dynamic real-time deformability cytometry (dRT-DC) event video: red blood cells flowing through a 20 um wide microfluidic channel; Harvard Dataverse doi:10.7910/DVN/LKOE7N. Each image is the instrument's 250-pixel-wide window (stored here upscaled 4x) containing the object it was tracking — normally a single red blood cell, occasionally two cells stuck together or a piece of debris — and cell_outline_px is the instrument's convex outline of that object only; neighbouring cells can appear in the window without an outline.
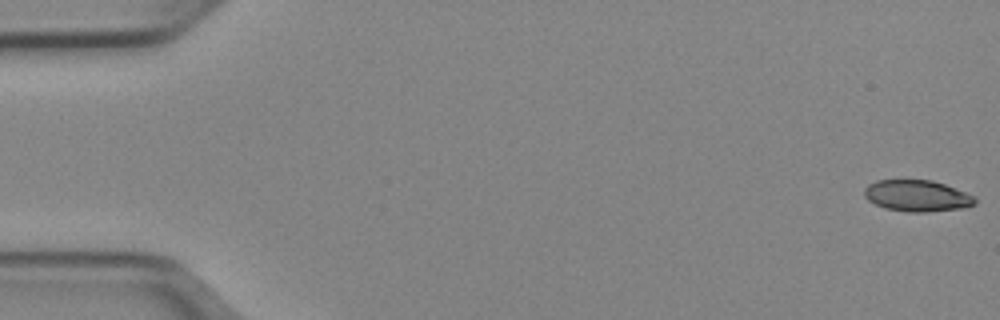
{"species": "Egyptian fruit bat (a non-hibernating species)", "species_latin": "Rousettus aegyptiacus", "temperature_condition": "cold", "stored_images_in_passage": 51, "camera_frame_rate_fps": 3000, "um_per_image_px": 0.085, "animal": {"sex": "female"}, "frame": {"image": 1, "passage_image": 1, "time_ms": 0.0, "image_size_px": [1000, 320], "cell_outline_px": [[976, 204], [964, 208], [924, 212], [908, 212], [884, 208], [868, 200], [864, 196], [864, 188], [868, 184], [876, 180], [932, 180], [944, 184], [976, 196]], "centroid_in_image_um": [77.95, 16.64], "position_along_channel_um": 7.0, "area_um2": 20.35}}
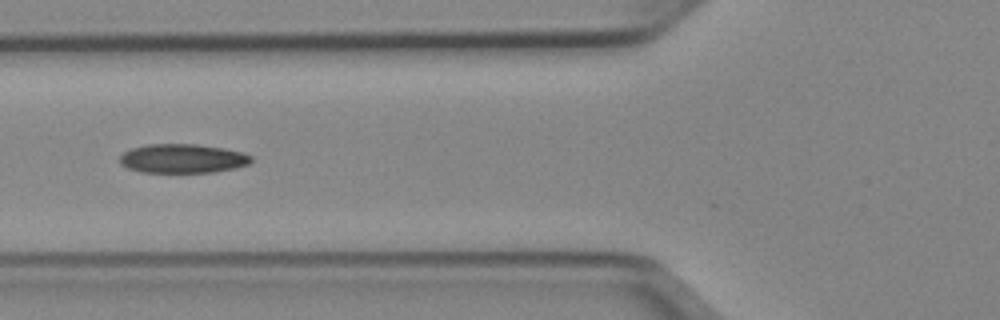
{"frame": {"image": 2, "passage_image": 20, "time_ms": 6.333, "image_size_px": [1000, 320], "cell_outline_px": [[252, 160], [248, 164], [236, 168], [212, 172], [144, 172], [128, 168], [120, 164], [120, 156], [124, 152], [132, 148], [148, 144], [196, 144], [224, 148], [244, 152], [252, 156]], "centroid_in_image_um": [15.55, 13.47], "position_along_channel_um": 110.3, "area_um2": 22.25}}
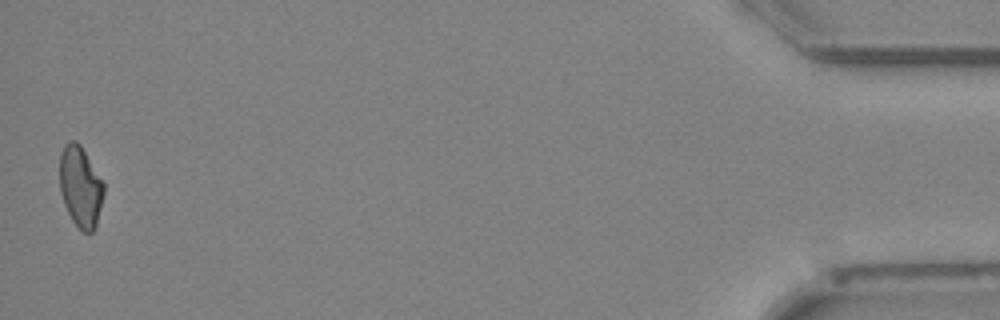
{"frame": {"image": 3, "passage_image": 51, "time_ms": 16.667, "image_size_px": [1000, 320], "cell_outline_px": [[104, 192], [96, 224], [92, 232], [84, 232], [72, 220], [64, 204], [60, 192], [60, 152], [64, 144], [68, 140], [76, 140], [80, 144], [104, 184]], "centroid_in_image_um": [6.81, 15.83], "position_along_channel_um": 428.4, "area_um2": 20.58}, "authors_computed_cell_mechanics": {"area_um2": 21.5594, "velocity_mm_per_s": 3.9578, "shape_relaxation_time_tau1_ms": 8.4443, "shape_relaxation_time_tau2_ms": 7.3006, "deformation_change_tau1": 0.1781, "deformation_change_tau2": 0.1346}}